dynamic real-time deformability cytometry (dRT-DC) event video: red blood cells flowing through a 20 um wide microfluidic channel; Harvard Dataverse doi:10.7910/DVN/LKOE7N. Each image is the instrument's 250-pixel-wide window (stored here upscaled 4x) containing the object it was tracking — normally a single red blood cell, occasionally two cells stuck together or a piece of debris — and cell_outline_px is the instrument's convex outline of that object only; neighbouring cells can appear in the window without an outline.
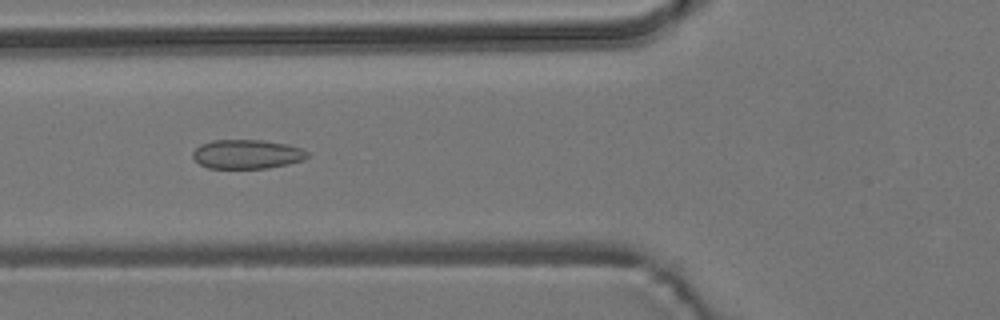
{"species": "common noctule bat (a hibernating species)", "species_latin": "Nyctalus noctula", "temperature_condition": "room temperature", "stored_images_in_passage": 54, "camera_frame_rate_fps": 3000, "um_per_image_px": 0.085, "animal": {"sex": "male", "body_mass_g": 19.2, "forearm_length_mm": 51.8}, "frame": {"image": 1, "passage_image": 20, "time_ms": 6.333, "image_size_px": [1000, 320], "cell_outline_px": [[308, 156], [304, 160], [288, 164], [268, 168], [208, 168], [200, 164], [192, 156], [192, 152], [200, 144], [212, 140], [260, 140], [288, 144], [300, 148], [308, 152]], "centroid_in_image_um": [20.99, 13.1], "position_along_channel_um": 104.8, "area_um2": 19.48}}
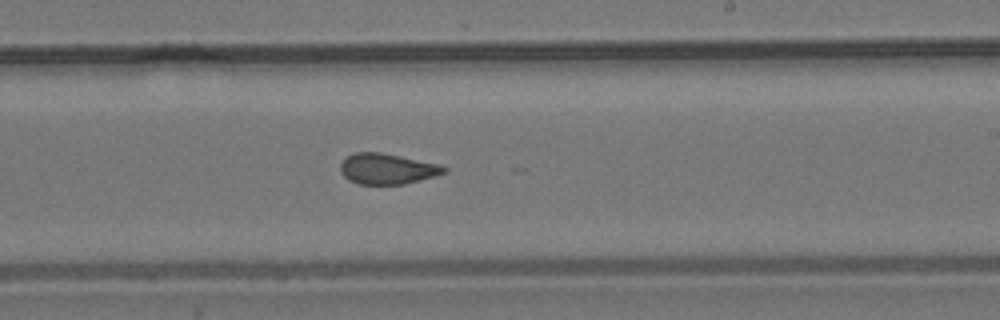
{"frame": {"image": 2, "passage_image": 32, "time_ms": 10.333, "image_size_px": [1000, 320], "cell_outline_px": [[448, 172], [436, 176], [404, 184], [360, 184], [348, 180], [340, 172], [340, 164], [348, 156], [356, 152], [380, 152], [440, 164], [448, 168]], "centroid_in_image_um": [32.94, 14.35], "position_along_channel_um": 256.1, "area_um2": 18.55}}
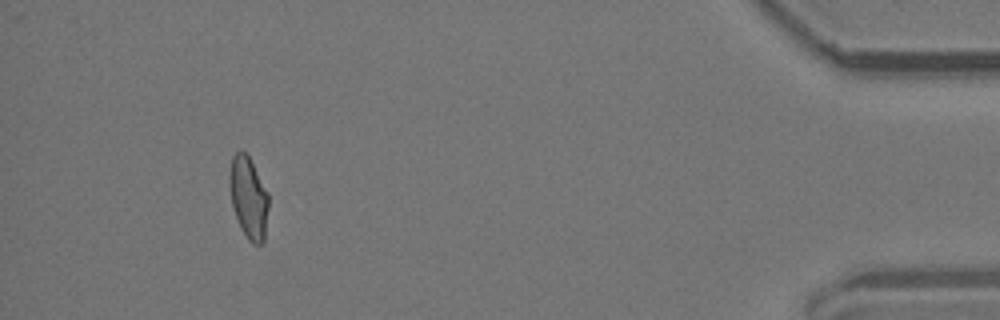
{"frame": {"image": 3, "passage_image": 50, "time_ms": 16.333, "image_size_px": [1000, 320], "cell_outline_px": [[268, 208], [264, 240], [260, 244], [252, 244], [248, 240], [240, 228], [232, 204], [228, 184], [228, 176], [232, 156], [240, 148], [248, 156], [268, 192]], "centroid_in_image_um": [21.1, 16.78], "position_along_channel_um": 414.1, "area_um2": 18.67}, "authors_computed_cell_mechanics": {"area_um2": 19.1607, "velocity_mm_per_s": 3.7793, "shape_relaxation_time_tau1_ms": null, "shape_relaxation_time_tau2_ms": 1.4032, "deformation_change_tau1": null, "deformation_change_tau2": 0.0713}}